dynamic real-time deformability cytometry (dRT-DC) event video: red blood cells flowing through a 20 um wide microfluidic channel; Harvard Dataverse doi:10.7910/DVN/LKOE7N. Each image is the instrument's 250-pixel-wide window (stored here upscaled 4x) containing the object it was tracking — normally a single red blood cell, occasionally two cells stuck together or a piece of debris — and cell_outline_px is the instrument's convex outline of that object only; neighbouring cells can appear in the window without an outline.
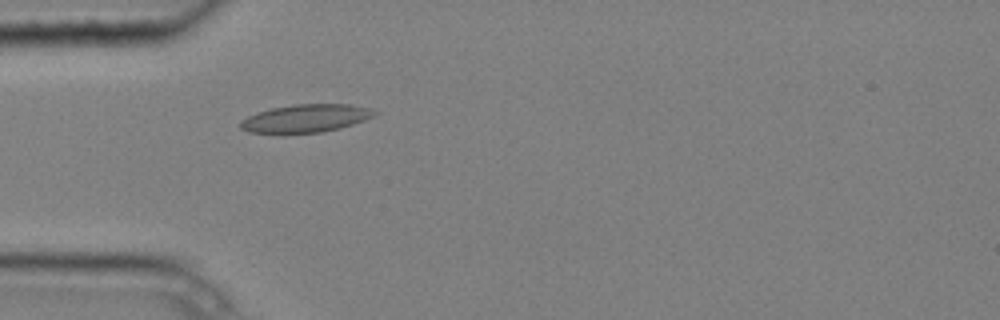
{"species": "common noctule bat (a hibernating species)", "species_latin": "Nyctalus noctula", "temperature_condition": "cold", "stored_images_in_passage": 2, "camera_frame_rate_fps": 3000, "um_per_image_px": 0.085, "animal": {"sex": "male", "body_mass_g": 20.4}, "frame": {"image": 1, "passage_image": 2, "time_ms": 0.333, "image_size_px": [1000, 320], "cell_outline_px": [[376, 112], [372, 116], [364, 120], [340, 128], [320, 132], [248, 132], [240, 128], [240, 120], [256, 112], [272, 108], [292, 104], [352, 104], [368, 108]], "centroid_in_image_um": [25.95, 10.04], "position_along_channel_um": 59.0, "area_um2": 21.44}}